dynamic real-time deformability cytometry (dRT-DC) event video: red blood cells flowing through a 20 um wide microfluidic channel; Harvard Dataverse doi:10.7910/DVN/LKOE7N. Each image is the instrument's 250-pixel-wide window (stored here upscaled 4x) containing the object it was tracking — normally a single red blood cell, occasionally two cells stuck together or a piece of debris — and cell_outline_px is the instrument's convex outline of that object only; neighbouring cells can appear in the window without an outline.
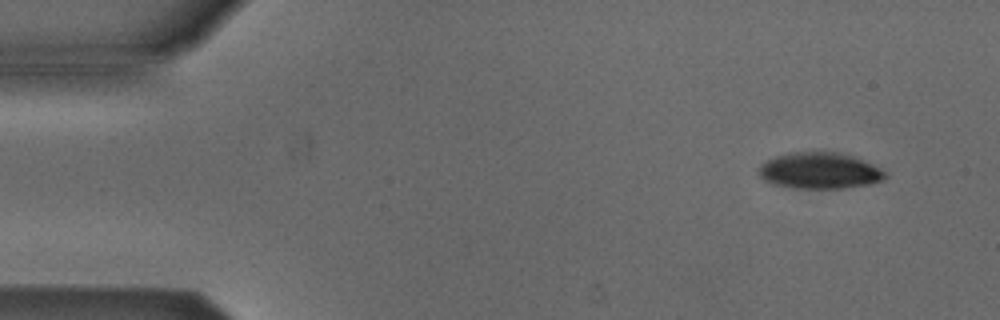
{"species": "Egyptian fruit bat (a non-hibernating species)", "species_latin": "Rousettus aegyptiacus", "temperature_condition": "cold", "stored_images_in_passage": 4, "camera_frame_rate_fps": 3000, "um_per_image_px": 0.085, "animal": {"sex": "male"}, "frame": {"image": 1, "passage_image": 1, "time_ms": 0.0, "image_size_px": [1000, 320], "cell_outline_px": [[888, 176], [884, 180], [868, 184], [840, 188], [792, 188], [772, 184], [764, 180], [756, 172], [756, 168], [764, 160], [788, 152], [840, 152], [852, 156], [872, 164], [888, 172]], "centroid_in_image_um": [69.62, 14.5], "position_along_channel_um": 15.4, "area_um2": 27.05}}
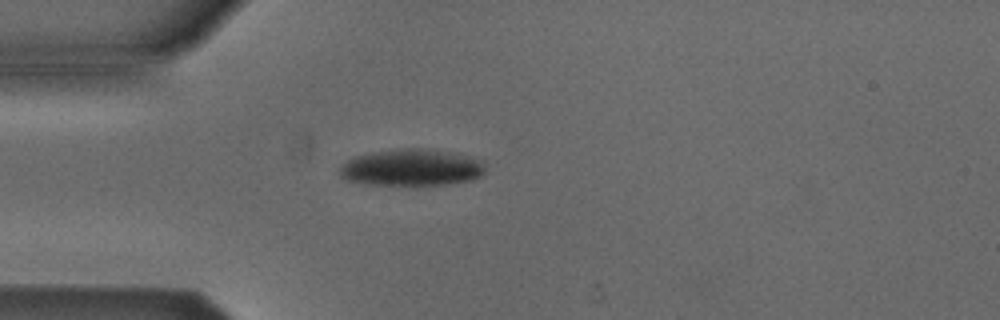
{"frame": {"image": 2, "passage_image": 4, "time_ms": 3.333, "image_size_px": [1000, 320], "cell_outline_px": [[484, 172], [480, 176], [468, 180], [444, 184], [368, 184], [344, 180], [340, 172], [340, 168], [348, 160], [356, 156], [372, 152], [400, 148], [428, 148], [460, 152], [484, 160]], "centroid_in_image_um": [35.04, 14.2], "position_along_channel_um": 50.0, "area_um2": 31.27}}